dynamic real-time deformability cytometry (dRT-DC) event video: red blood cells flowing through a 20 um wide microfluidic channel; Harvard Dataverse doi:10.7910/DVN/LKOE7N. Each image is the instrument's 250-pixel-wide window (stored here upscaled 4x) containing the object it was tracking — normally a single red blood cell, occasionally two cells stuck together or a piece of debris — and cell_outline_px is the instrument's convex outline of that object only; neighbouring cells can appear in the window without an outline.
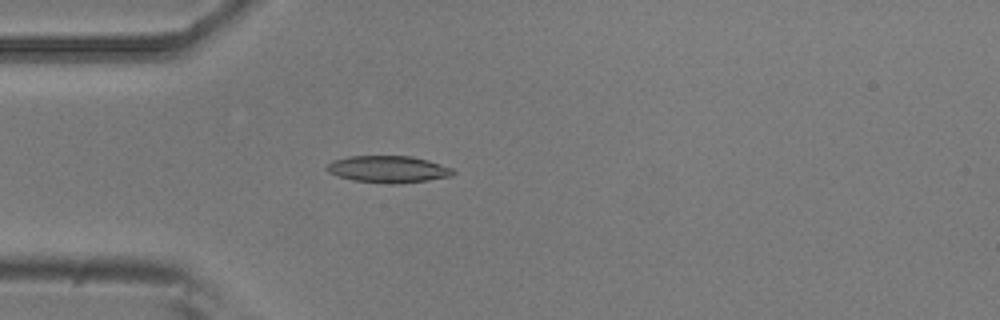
{"species": "common noctule bat (a hibernating species)", "species_latin": "Nyctalus noctula", "temperature_condition": "room temperature", "stored_images_in_passage": 2, "camera_frame_rate_fps": 3000, "um_per_image_px": 0.085, "animal": {"sex": "male", "body_mass_g": 20.5, "forearm_length_mm": 52.5}, "frame": {"image": 1, "passage_image": 2, "time_ms": 0.333, "image_size_px": [1000, 320], "cell_outline_px": [[456, 172], [452, 176], [428, 180], [392, 184], [352, 180], [328, 172], [324, 168], [332, 160], [348, 156], [412, 156], [428, 160], [452, 168]], "centroid_in_image_um": [32.99, 14.37], "position_along_channel_um": 52.0, "area_um2": 19.77}}